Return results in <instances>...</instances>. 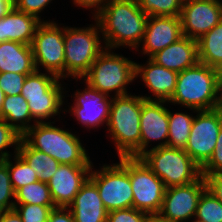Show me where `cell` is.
<instances>
[{"label":"cell","mask_w":222,"mask_h":222,"mask_svg":"<svg viewBox=\"0 0 222 222\" xmlns=\"http://www.w3.org/2000/svg\"><path fill=\"white\" fill-rule=\"evenodd\" d=\"M55 122L35 123L22 135V139L31 148L50 155L60 164L93 165L76 132L74 134L71 130L54 126Z\"/></svg>","instance_id":"3957f363"},{"label":"cell","mask_w":222,"mask_h":222,"mask_svg":"<svg viewBox=\"0 0 222 222\" xmlns=\"http://www.w3.org/2000/svg\"><path fill=\"white\" fill-rule=\"evenodd\" d=\"M195 219L201 222H222V202L208 188L200 196Z\"/></svg>","instance_id":"f546056e"},{"label":"cell","mask_w":222,"mask_h":222,"mask_svg":"<svg viewBox=\"0 0 222 222\" xmlns=\"http://www.w3.org/2000/svg\"><path fill=\"white\" fill-rule=\"evenodd\" d=\"M107 212L133 207V192L128 171L119 163L104 164L90 172Z\"/></svg>","instance_id":"8fae6325"},{"label":"cell","mask_w":222,"mask_h":222,"mask_svg":"<svg viewBox=\"0 0 222 222\" xmlns=\"http://www.w3.org/2000/svg\"><path fill=\"white\" fill-rule=\"evenodd\" d=\"M21 138V134H19L4 119L0 118V161L12 157L13 153H17ZM12 146L14 148V152L11 154V152L6 149Z\"/></svg>","instance_id":"d6a6232c"},{"label":"cell","mask_w":222,"mask_h":222,"mask_svg":"<svg viewBox=\"0 0 222 222\" xmlns=\"http://www.w3.org/2000/svg\"><path fill=\"white\" fill-rule=\"evenodd\" d=\"M84 83L86 86L83 91L78 89L72 94L74 102L70 107L67 105L69 110L66 108L64 112L75 117L78 124L89 130L104 124L107 126L112 97Z\"/></svg>","instance_id":"4fadbf2b"},{"label":"cell","mask_w":222,"mask_h":222,"mask_svg":"<svg viewBox=\"0 0 222 222\" xmlns=\"http://www.w3.org/2000/svg\"><path fill=\"white\" fill-rule=\"evenodd\" d=\"M14 208L15 192L11 185L9 158H7L0 161V211L13 210Z\"/></svg>","instance_id":"1f68e13d"},{"label":"cell","mask_w":222,"mask_h":222,"mask_svg":"<svg viewBox=\"0 0 222 222\" xmlns=\"http://www.w3.org/2000/svg\"><path fill=\"white\" fill-rule=\"evenodd\" d=\"M47 222H75L68 207H55L51 210Z\"/></svg>","instance_id":"f35d334b"},{"label":"cell","mask_w":222,"mask_h":222,"mask_svg":"<svg viewBox=\"0 0 222 222\" xmlns=\"http://www.w3.org/2000/svg\"><path fill=\"white\" fill-rule=\"evenodd\" d=\"M193 120V114L189 115L187 112L174 113L168 109L169 126L167 146L185 149Z\"/></svg>","instance_id":"4316f807"},{"label":"cell","mask_w":222,"mask_h":222,"mask_svg":"<svg viewBox=\"0 0 222 222\" xmlns=\"http://www.w3.org/2000/svg\"><path fill=\"white\" fill-rule=\"evenodd\" d=\"M41 23L36 17L13 8L0 18V43L15 41L31 45L36 29Z\"/></svg>","instance_id":"7402d4cb"},{"label":"cell","mask_w":222,"mask_h":222,"mask_svg":"<svg viewBox=\"0 0 222 222\" xmlns=\"http://www.w3.org/2000/svg\"><path fill=\"white\" fill-rule=\"evenodd\" d=\"M75 222H107L105 209L96 185L88 179L68 206Z\"/></svg>","instance_id":"44dd1931"},{"label":"cell","mask_w":222,"mask_h":222,"mask_svg":"<svg viewBox=\"0 0 222 222\" xmlns=\"http://www.w3.org/2000/svg\"><path fill=\"white\" fill-rule=\"evenodd\" d=\"M135 63L130 57L115 53L113 49L105 48L93 62L89 71L79 80H83L91 87L109 96H121L128 93L135 77ZM114 95H110L111 93Z\"/></svg>","instance_id":"52a82bcc"},{"label":"cell","mask_w":222,"mask_h":222,"mask_svg":"<svg viewBox=\"0 0 222 222\" xmlns=\"http://www.w3.org/2000/svg\"><path fill=\"white\" fill-rule=\"evenodd\" d=\"M12 157H9V176L14 192L25 185L39 181L36 172L18 153Z\"/></svg>","instance_id":"f1b7e54d"},{"label":"cell","mask_w":222,"mask_h":222,"mask_svg":"<svg viewBox=\"0 0 222 222\" xmlns=\"http://www.w3.org/2000/svg\"><path fill=\"white\" fill-rule=\"evenodd\" d=\"M0 222H23L15 209L0 211Z\"/></svg>","instance_id":"b9f144b4"},{"label":"cell","mask_w":222,"mask_h":222,"mask_svg":"<svg viewBox=\"0 0 222 222\" xmlns=\"http://www.w3.org/2000/svg\"><path fill=\"white\" fill-rule=\"evenodd\" d=\"M206 189L204 176L187 185L166 188L159 215L172 222H188L194 219L198 201Z\"/></svg>","instance_id":"5bb4252c"},{"label":"cell","mask_w":222,"mask_h":222,"mask_svg":"<svg viewBox=\"0 0 222 222\" xmlns=\"http://www.w3.org/2000/svg\"><path fill=\"white\" fill-rule=\"evenodd\" d=\"M93 165L60 164L48 182L55 207H68L90 177Z\"/></svg>","instance_id":"e0dca14e"},{"label":"cell","mask_w":222,"mask_h":222,"mask_svg":"<svg viewBox=\"0 0 222 222\" xmlns=\"http://www.w3.org/2000/svg\"><path fill=\"white\" fill-rule=\"evenodd\" d=\"M55 206H41L38 204H15V210L23 222H47L51 210Z\"/></svg>","instance_id":"836d02e7"},{"label":"cell","mask_w":222,"mask_h":222,"mask_svg":"<svg viewBox=\"0 0 222 222\" xmlns=\"http://www.w3.org/2000/svg\"><path fill=\"white\" fill-rule=\"evenodd\" d=\"M207 188L222 202V172L206 177Z\"/></svg>","instance_id":"60d3db41"},{"label":"cell","mask_w":222,"mask_h":222,"mask_svg":"<svg viewBox=\"0 0 222 222\" xmlns=\"http://www.w3.org/2000/svg\"><path fill=\"white\" fill-rule=\"evenodd\" d=\"M197 49L200 63L222 69V20L197 40Z\"/></svg>","instance_id":"d4e9b609"},{"label":"cell","mask_w":222,"mask_h":222,"mask_svg":"<svg viewBox=\"0 0 222 222\" xmlns=\"http://www.w3.org/2000/svg\"><path fill=\"white\" fill-rule=\"evenodd\" d=\"M140 158L166 188L187 185L202 176L201 168L184 149L163 146L147 151Z\"/></svg>","instance_id":"ba28073f"},{"label":"cell","mask_w":222,"mask_h":222,"mask_svg":"<svg viewBox=\"0 0 222 222\" xmlns=\"http://www.w3.org/2000/svg\"><path fill=\"white\" fill-rule=\"evenodd\" d=\"M27 75L13 72L0 73V87L5 96L20 95Z\"/></svg>","instance_id":"e575fe53"},{"label":"cell","mask_w":222,"mask_h":222,"mask_svg":"<svg viewBox=\"0 0 222 222\" xmlns=\"http://www.w3.org/2000/svg\"><path fill=\"white\" fill-rule=\"evenodd\" d=\"M36 70L31 45L15 41L0 43V73L29 75Z\"/></svg>","instance_id":"603a6c76"},{"label":"cell","mask_w":222,"mask_h":222,"mask_svg":"<svg viewBox=\"0 0 222 222\" xmlns=\"http://www.w3.org/2000/svg\"><path fill=\"white\" fill-rule=\"evenodd\" d=\"M128 171L133 192V208L148 215L159 214L166 187L141 158L119 157Z\"/></svg>","instance_id":"9c48e42d"},{"label":"cell","mask_w":222,"mask_h":222,"mask_svg":"<svg viewBox=\"0 0 222 222\" xmlns=\"http://www.w3.org/2000/svg\"><path fill=\"white\" fill-rule=\"evenodd\" d=\"M63 79L43 71L35 70L27 75L21 95L26 99L32 118L36 122H51L49 118L61 116L64 113V99L67 96L66 87L60 82ZM64 88H63V87ZM66 93H65V92ZM62 107V108H61Z\"/></svg>","instance_id":"8992f818"},{"label":"cell","mask_w":222,"mask_h":222,"mask_svg":"<svg viewBox=\"0 0 222 222\" xmlns=\"http://www.w3.org/2000/svg\"><path fill=\"white\" fill-rule=\"evenodd\" d=\"M15 204L55 206L48 183H44L40 180L19 188L15 192Z\"/></svg>","instance_id":"83f0119b"},{"label":"cell","mask_w":222,"mask_h":222,"mask_svg":"<svg viewBox=\"0 0 222 222\" xmlns=\"http://www.w3.org/2000/svg\"><path fill=\"white\" fill-rule=\"evenodd\" d=\"M148 15L140 10L137 0H110L94 17L107 49L139 48Z\"/></svg>","instance_id":"6da1fadb"},{"label":"cell","mask_w":222,"mask_h":222,"mask_svg":"<svg viewBox=\"0 0 222 222\" xmlns=\"http://www.w3.org/2000/svg\"><path fill=\"white\" fill-rule=\"evenodd\" d=\"M17 153L36 172L40 181L48 183L58 169L60 163L50 155L31 148L22 138L18 145Z\"/></svg>","instance_id":"484cf974"},{"label":"cell","mask_w":222,"mask_h":222,"mask_svg":"<svg viewBox=\"0 0 222 222\" xmlns=\"http://www.w3.org/2000/svg\"><path fill=\"white\" fill-rule=\"evenodd\" d=\"M146 222H172V221L162 218L159 214H153V215H148Z\"/></svg>","instance_id":"ee69618b"},{"label":"cell","mask_w":222,"mask_h":222,"mask_svg":"<svg viewBox=\"0 0 222 222\" xmlns=\"http://www.w3.org/2000/svg\"><path fill=\"white\" fill-rule=\"evenodd\" d=\"M140 10L148 16H175L181 14L183 0H137Z\"/></svg>","instance_id":"4dcf8cb0"},{"label":"cell","mask_w":222,"mask_h":222,"mask_svg":"<svg viewBox=\"0 0 222 222\" xmlns=\"http://www.w3.org/2000/svg\"><path fill=\"white\" fill-rule=\"evenodd\" d=\"M56 21L42 22L31 44L36 70L51 73L65 80L63 26ZM41 66V68H40Z\"/></svg>","instance_id":"30bf717a"},{"label":"cell","mask_w":222,"mask_h":222,"mask_svg":"<svg viewBox=\"0 0 222 222\" xmlns=\"http://www.w3.org/2000/svg\"><path fill=\"white\" fill-rule=\"evenodd\" d=\"M145 64L135 63V77L152 93L141 95L145 100L169 101L176 89L178 73L156 64L147 57Z\"/></svg>","instance_id":"d6986e66"},{"label":"cell","mask_w":222,"mask_h":222,"mask_svg":"<svg viewBox=\"0 0 222 222\" xmlns=\"http://www.w3.org/2000/svg\"><path fill=\"white\" fill-rule=\"evenodd\" d=\"M189 222H190V221H189ZM191 222H201V221H198V220H196V219L194 218Z\"/></svg>","instance_id":"7dc6e473"},{"label":"cell","mask_w":222,"mask_h":222,"mask_svg":"<svg viewBox=\"0 0 222 222\" xmlns=\"http://www.w3.org/2000/svg\"><path fill=\"white\" fill-rule=\"evenodd\" d=\"M51 1L53 0H13V5L16 10L32 15L41 22H50V20L41 19L40 13L50 5Z\"/></svg>","instance_id":"d590c367"},{"label":"cell","mask_w":222,"mask_h":222,"mask_svg":"<svg viewBox=\"0 0 222 222\" xmlns=\"http://www.w3.org/2000/svg\"><path fill=\"white\" fill-rule=\"evenodd\" d=\"M0 118L4 119L21 135L37 123L32 118L28 103L21 94L4 97Z\"/></svg>","instance_id":"cb8c5ba5"},{"label":"cell","mask_w":222,"mask_h":222,"mask_svg":"<svg viewBox=\"0 0 222 222\" xmlns=\"http://www.w3.org/2000/svg\"><path fill=\"white\" fill-rule=\"evenodd\" d=\"M219 99L222 105V69L219 70Z\"/></svg>","instance_id":"f6af8a7d"},{"label":"cell","mask_w":222,"mask_h":222,"mask_svg":"<svg viewBox=\"0 0 222 222\" xmlns=\"http://www.w3.org/2000/svg\"><path fill=\"white\" fill-rule=\"evenodd\" d=\"M183 37L180 17L149 16L146 22L144 36L141 42L142 49L137 48L142 55L149 58L156 52Z\"/></svg>","instance_id":"ac0fdd59"},{"label":"cell","mask_w":222,"mask_h":222,"mask_svg":"<svg viewBox=\"0 0 222 222\" xmlns=\"http://www.w3.org/2000/svg\"><path fill=\"white\" fill-rule=\"evenodd\" d=\"M222 172V128L217 137L214 152L209 161L201 168L202 176L205 178L210 174Z\"/></svg>","instance_id":"74e56055"},{"label":"cell","mask_w":222,"mask_h":222,"mask_svg":"<svg viewBox=\"0 0 222 222\" xmlns=\"http://www.w3.org/2000/svg\"><path fill=\"white\" fill-rule=\"evenodd\" d=\"M183 36L198 40L222 20V0H187L181 14Z\"/></svg>","instance_id":"9a60e30c"},{"label":"cell","mask_w":222,"mask_h":222,"mask_svg":"<svg viewBox=\"0 0 222 222\" xmlns=\"http://www.w3.org/2000/svg\"><path fill=\"white\" fill-rule=\"evenodd\" d=\"M168 101L145 100L142 97L140 116V157L147 151L167 146L168 141ZM158 142L149 147L151 142Z\"/></svg>","instance_id":"2e32d148"},{"label":"cell","mask_w":222,"mask_h":222,"mask_svg":"<svg viewBox=\"0 0 222 222\" xmlns=\"http://www.w3.org/2000/svg\"><path fill=\"white\" fill-rule=\"evenodd\" d=\"M14 8L13 0H0V18Z\"/></svg>","instance_id":"7bdbcfd3"},{"label":"cell","mask_w":222,"mask_h":222,"mask_svg":"<svg viewBox=\"0 0 222 222\" xmlns=\"http://www.w3.org/2000/svg\"><path fill=\"white\" fill-rule=\"evenodd\" d=\"M87 27H69L63 25L65 79L72 77L76 81L82 78L93 62L106 48L97 20Z\"/></svg>","instance_id":"5b68a950"},{"label":"cell","mask_w":222,"mask_h":222,"mask_svg":"<svg viewBox=\"0 0 222 222\" xmlns=\"http://www.w3.org/2000/svg\"><path fill=\"white\" fill-rule=\"evenodd\" d=\"M192 122L185 151L202 168L211 158L217 137L222 128V106L206 111H197Z\"/></svg>","instance_id":"7c38bea8"},{"label":"cell","mask_w":222,"mask_h":222,"mask_svg":"<svg viewBox=\"0 0 222 222\" xmlns=\"http://www.w3.org/2000/svg\"><path fill=\"white\" fill-rule=\"evenodd\" d=\"M219 70L198 62L178 73L176 89L168 103L197 111L221 107L219 99Z\"/></svg>","instance_id":"7a4b0ae2"},{"label":"cell","mask_w":222,"mask_h":222,"mask_svg":"<svg viewBox=\"0 0 222 222\" xmlns=\"http://www.w3.org/2000/svg\"><path fill=\"white\" fill-rule=\"evenodd\" d=\"M148 214L133 207L110 211L107 222H146Z\"/></svg>","instance_id":"8d00e7d4"},{"label":"cell","mask_w":222,"mask_h":222,"mask_svg":"<svg viewBox=\"0 0 222 222\" xmlns=\"http://www.w3.org/2000/svg\"><path fill=\"white\" fill-rule=\"evenodd\" d=\"M156 64L180 73L195 66L198 60L197 40L183 36L150 57Z\"/></svg>","instance_id":"ffe728a7"},{"label":"cell","mask_w":222,"mask_h":222,"mask_svg":"<svg viewBox=\"0 0 222 222\" xmlns=\"http://www.w3.org/2000/svg\"><path fill=\"white\" fill-rule=\"evenodd\" d=\"M4 97H5V94H4V92L2 91V89L0 87V112H1V109H2V106H3Z\"/></svg>","instance_id":"bcb514c9"},{"label":"cell","mask_w":222,"mask_h":222,"mask_svg":"<svg viewBox=\"0 0 222 222\" xmlns=\"http://www.w3.org/2000/svg\"><path fill=\"white\" fill-rule=\"evenodd\" d=\"M110 0H72L73 4L82 9H91L92 16L95 17Z\"/></svg>","instance_id":"ab89813d"},{"label":"cell","mask_w":222,"mask_h":222,"mask_svg":"<svg viewBox=\"0 0 222 222\" xmlns=\"http://www.w3.org/2000/svg\"><path fill=\"white\" fill-rule=\"evenodd\" d=\"M141 110V95L112 96L107 132L114 141L118 158H140Z\"/></svg>","instance_id":"277c9868"}]
</instances>
